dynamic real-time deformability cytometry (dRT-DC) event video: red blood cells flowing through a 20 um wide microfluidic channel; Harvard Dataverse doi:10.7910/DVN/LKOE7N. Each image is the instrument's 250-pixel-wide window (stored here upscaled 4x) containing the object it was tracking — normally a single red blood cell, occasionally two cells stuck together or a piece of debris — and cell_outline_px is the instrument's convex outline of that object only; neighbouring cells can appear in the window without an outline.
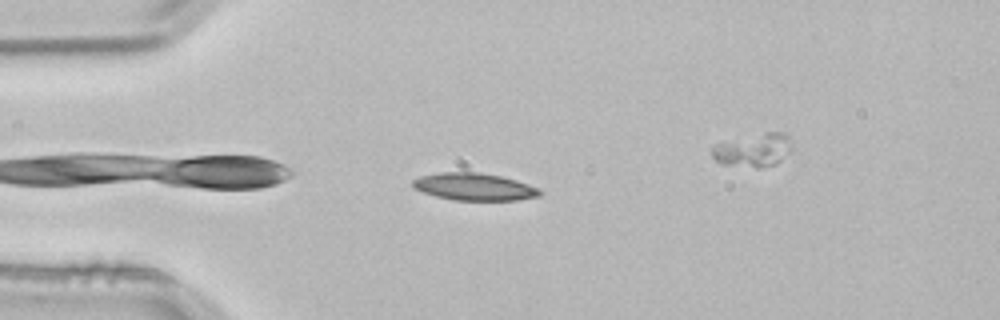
{"species": "common noctule bat (a hibernating species)", "species_latin": "Nyctalus noctula", "temperature_condition": "room temperature", "stored_images_in_passage": 3, "camera_frame_rate_fps": 3000, "um_per_image_px": 0.085, "animal": {"sex": "male", "body_mass_g": 21.5, "forearm_length_mm": 52.0}, "frame": {"image": 1, "passage_image": 2, "time_ms": 0.333, "image_size_px": [1000, 320], "cell_outline_px": [[544, 192], [540, 196], [516, 200], [452, 200], [436, 196], [424, 192], [416, 188], [412, 184], [412, 180], [420, 176], [440, 172], [480, 172], [500, 176], [516, 180], [528, 184]], "centroid_in_image_um": [40.32, 15.87], "position_along_channel_um": 44.7, "area_um2": 20.11}}